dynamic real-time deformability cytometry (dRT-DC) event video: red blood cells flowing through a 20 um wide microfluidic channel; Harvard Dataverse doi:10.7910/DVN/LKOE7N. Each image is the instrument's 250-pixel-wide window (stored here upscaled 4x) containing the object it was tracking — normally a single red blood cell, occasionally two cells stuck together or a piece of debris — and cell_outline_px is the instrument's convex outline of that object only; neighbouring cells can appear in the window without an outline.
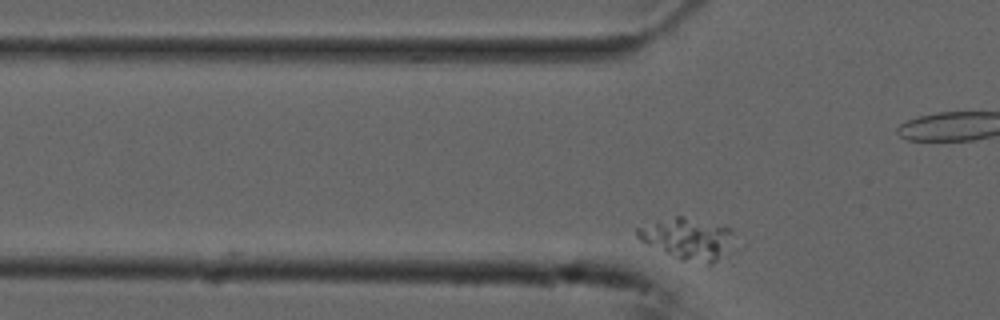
{"species": "common noctule bat (a hibernating species)", "species_latin": "Nyctalus noctula", "temperature_condition": "cold", "stored_images_in_passage": 55, "camera_frame_rate_fps": 3000, "um_per_image_px": 0.085, "animal": {"sex": "male", "forearm_length_mm": 52.5}, "frame": {"image": 1, "passage_image": 14, "time_ms": 4.333, "image_size_px": [1000, 320], "cell_outline_px": [[732, 228], [716, 260], [708, 268], [680, 260], [640, 240], [636, 236], [636, 228], [656, 220], [676, 216], [684, 216], [724, 224]], "centroid_in_image_um": [58.33, 20.27], "position_along_channel_um": 67.5, "area_um2": 23.0}}
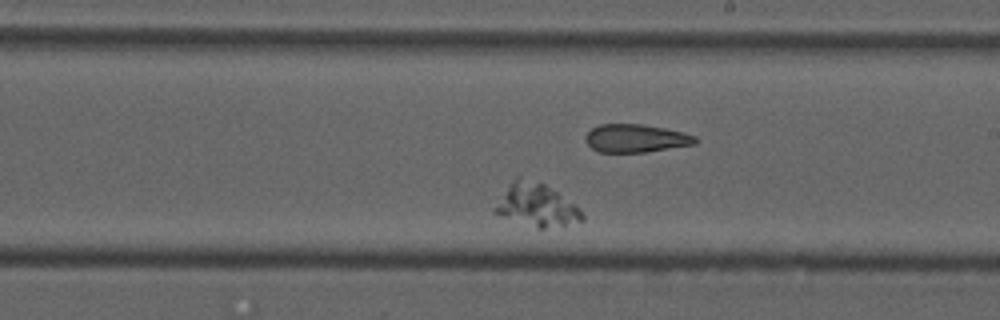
{"frame": {"image": 2, "passage_image": 31, "time_ms": 10.0, "image_size_px": [1000, 320], "cell_outline_px": [[584, 220], [544, 228], [540, 228], [492, 212], [492, 208], [508, 184], [516, 176], [520, 176], [544, 184], [580, 208], [584, 216]], "centroid_in_image_um": [45.55, 17.4], "position_along_channel_um": 243.4, "area_um2": 21.15}}
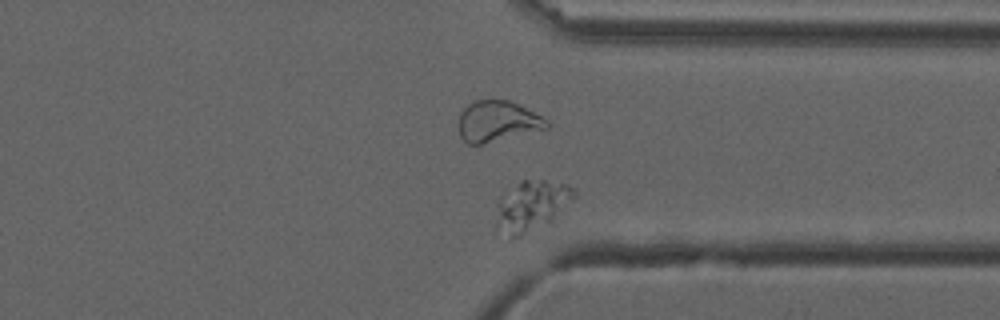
{"frame": {"image": 3, "passage_image": 42, "time_ms": 13.667, "image_size_px": [1000, 320], "cell_outline_px": [[576, 196], [572, 200], [548, 220], [520, 236], [512, 236], [504, 228], [500, 212], [500, 204], [520, 180], [544, 180], [568, 184], [576, 192]], "centroid_in_image_um": [45.34, 17.38], "position_along_channel_um": 366.1, "area_um2": 20.29}}